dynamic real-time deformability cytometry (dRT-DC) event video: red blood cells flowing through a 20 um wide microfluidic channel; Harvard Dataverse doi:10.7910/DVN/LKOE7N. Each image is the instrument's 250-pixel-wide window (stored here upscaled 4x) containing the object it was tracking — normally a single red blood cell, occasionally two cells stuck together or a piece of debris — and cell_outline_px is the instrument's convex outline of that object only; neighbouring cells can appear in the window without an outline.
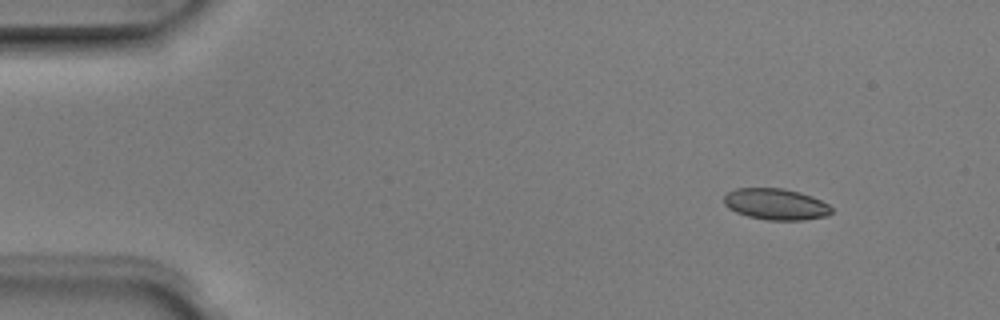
{"species": "Egyptian fruit bat (a non-hibernating species)", "species_latin": "Rousettus aegyptiacus", "temperature_condition": "room temperature", "stored_images_in_passage": 8, "camera_frame_rate_fps": 3000, "um_per_image_px": 0.085, "animal": {"sex": "male"}, "frame": {"image": 1, "passage_image": 1, "time_ms": 0.0, "image_size_px": [1000, 320], "cell_outline_px": [[832, 212], [828, 216], [804, 220], [768, 220], [748, 216], [736, 212], [728, 208], [724, 204], [724, 196], [728, 192], [736, 188], [784, 188], [800, 192], [812, 196], [828, 204], [832, 208]], "centroid_in_image_um": [65.95, 17.35], "position_along_channel_um": 19.0, "area_um2": 19.71}}
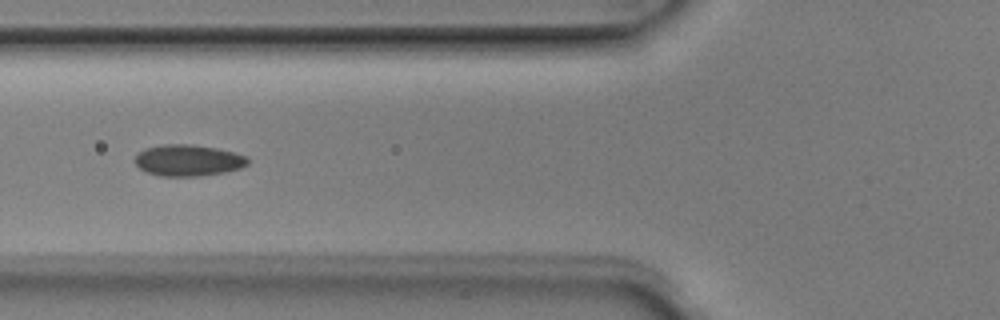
{"frame": {"image": 2, "passage_image": 5, "time_ms": 1.333, "image_size_px": [1000, 320], "cell_outline_px": [[248, 164], [240, 168], [224, 172], [200, 176], [160, 176], [148, 172], [140, 168], [132, 160], [136, 152], [144, 148], [160, 144], [192, 144], [216, 148], [236, 152], [248, 156]], "centroid_in_image_um": [15.96, 13.61], "position_along_channel_um": 109.8, "area_um2": 20.98}}
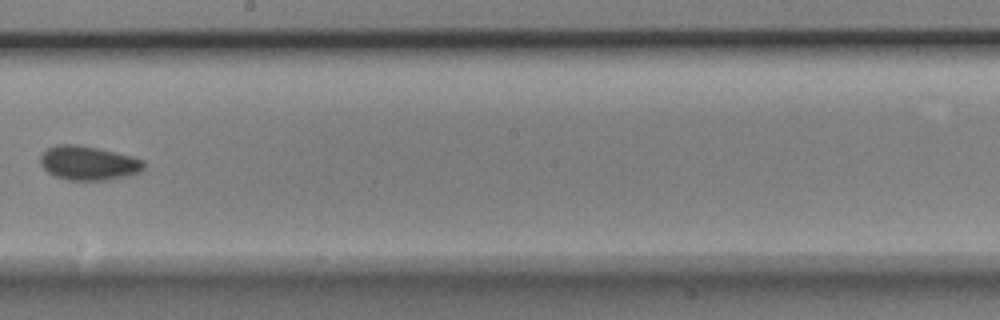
{"frame": {"image": 3, "passage_image": 8, "time_ms": 2.333, "image_size_px": [1000, 320], "cell_outline_px": [[144, 168], [140, 172], [128, 176], [108, 180], [68, 180], [56, 176], [48, 172], [40, 164], [40, 156], [48, 148], [56, 144], [76, 144], [96, 148], [132, 156], [144, 160]], "centroid_in_image_um": [7.52, 13.86], "position_along_channel_um": 240.7, "area_um2": 20.58}}